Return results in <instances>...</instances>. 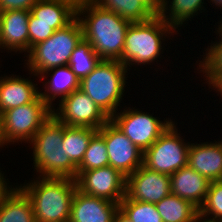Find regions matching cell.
Instances as JSON below:
<instances>
[{
	"label": "cell",
	"instance_id": "1",
	"mask_svg": "<svg viewBox=\"0 0 222 222\" xmlns=\"http://www.w3.org/2000/svg\"><path fill=\"white\" fill-rule=\"evenodd\" d=\"M76 18L82 26L83 39L91 44L100 59L121 63L125 35L131 22L95 2L76 9Z\"/></svg>",
	"mask_w": 222,
	"mask_h": 222
},
{
	"label": "cell",
	"instance_id": "2",
	"mask_svg": "<svg viewBox=\"0 0 222 222\" xmlns=\"http://www.w3.org/2000/svg\"><path fill=\"white\" fill-rule=\"evenodd\" d=\"M19 187L30 198L36 222H67L77 189L74 178L37 177ZM23 185V186H22Z\"/></svg>",
	"mask_w": 222,
	"mask_h": 222
},
{
	"label": "cell",
	"instance_id": "3",
	"mask_svg": "<svg viewBox=\"0 0 222 222\" xmlns=\"http://www.w3.org/2000/svg\"><path fill=\"white\" fill-rule=\"evenodd\" d=\"M63 139L64 124L52 115L29 142L37 176L76 178L77 166L65 156Z\"/></svg>",
	"mask_w": 222,
	"mask_h": 222
},
{
	"label": "cell",
	"instance_id": "4",
	"mask_svg": "<svg viewBox=\"0 0 222 222\" xmlns=\"http://www.w3.org/2000/svg\"><path fill=\"white\" fill-rule=\"evenodd\" d=\"M173 27L165 23L159 16L143 22L131 23L125 35V45L121 56V63L128 71L135 65H151L158 62L164 52L163 42L176 32ZM170 35V36H168ZM163 47V48H162ZM132 65V66H131Z\"/></svg>",
	"mask_w": 222,
	"mask_h": 222
},
{
	"label": "cell",
	"instance_id": "5",
	"mask_svg": "<svg viewBox=\"0 0 222 222\" xmlns=\"http://www.w3.org/2000/svg\"><path fill=\"white\" fill-rule=\"evenodd\" d=\"M127 67L115 60H100L94 70L80 80V89L111 118L117 113L126 84ZM127 76V77H126Z\"/></svg>",
	"mask_w": 222,
	"mask_h": 222
},
{
	"label": "cell",
	"instance_id": "6",
	"mask_svg": "<svg viewBox=\"0 0 222 222\" xmlns=\"http://www.w3.org/2000/svg\"><path fill=\"white\" fill-rule=\"evenodd\" d=\"M82 39V26L77 18L65 28L55 30L47 40L33 46L27 56L24 54L28 74L35 78L49 69L68 65L72 52Z\"/></svg>",
	"mask_w": 222,
	"mask_h": 222
},
{
	"label": "cell",
	"instance_id": "7",
	"mask_svg": "<svg viewBox=\"0 0 222 222\" xmlns=\"http://www.w3.org/2000/svg\"><path fill=\"white\" fill-rule=\"evenodd\" d=\"M52 116V108L40 97L31 103L6 110L2 115V134L6 146L29 143Z\"/></svg>",
	"mask_w": 222,
	"mask_h": 222
},
{
	"label": "cell",
	"instance_id": "8",
	"mask_svg": "<svg viewBox=\"0 0 222 222\" xmlns=\"http://www.w3.org/2000/svg\"><path fill=\"white\" fill-rule=\"evenodd\" d=\"M175 121L143 152V165L161 174L171 175L188 165L191 142L182 139Z\"/></svg>",
	"mask_w": 222,
	"mask_h": 222
},
{
	"label": "cell",
	"instance_id": "9",
	"mask_svg": "<svg viewBox=\"0 0 222 222\" xmlns=\"http://www.w3.org/2000/svg\"><path fill=\"white\" fill-rule=\"evenodd\" d=\"M153 115V113L149 114L138 108L135 109V107H126L115 113L110 120L144 152L174 122L171 118H166V120L164 118L163 122L159 117H153Z\"/></svg>",
	"mask_w": 222,
	"mask_h": 222
},
{
	"label": "cell",
	"instance_id": "10",
	"mask_svg": "<svg viewBox=\"0 0 222 222\" xmlns=\"http://www.w3.org/2000/svg\"><path fill=\"white\" fill-rule=\"evenodd\" d=\"M52 115L66 126L91 127L99 130L110 118L81 89L57 101Z\"/></svg>",
	"mask_w": 222,
	"mask_h": 222
},
{
	"label": "cell",
	"instance_id": "11",
	"mask_svg": "<svg viewBox=\"0 0 222 222\" xmlns=\"http://www.w3.org/2000/svg\"><path fill=\"white\" fill-rule=\"evenodd\" d=\"M75 180L77 189L90 196L119 204L126 195V177L112 166L77 171Z\"/></svg>",
	"mask_w": 222,
	"mask_h": 222
},
{
	"label": "cell",
	"instance_id": "12",
	"mask_svg": "<svg viewBox=\"0 0 222 222\" xmlns=\"http://www.w3.org/2000/svg\"><path fill=\"white\" fill-rule=\"evenodd\" d=\"M103 139L109 166L126 178L143 165V152L111 120L103 125Z\"/></svg>",
	"mask_w": 222,
	"mask_h": 222
},
{
	"label": "cell",
	"instance_id": "13",
	"mask_svg": "<svg viewBox=\"0 0 222 222\" xmlns=\"http://www.w3.org/2000/svg\"><path fill=\"white\" fill-rule=\"evenodd\" d=\"M171 194L170 176L144 165L126 178V195L134 201L157 203Z\"/></svg>",
	"mask_w": 222,
	"mask_h": 222
},
{
	"label": "cell",
	"instance_id": "14",
	"mask_svg": "<svg viewBox=\"0 0 222 222\" xmlns=\"http://www.w3.org/2000/svg\"><path fill=\"white\" fill-rule=\"evenodd\" d=\"M29 18V10H6L1 12V49L7 50L8 53L12 51L27 54L29 52Z\"/></svg>",
	"mask_w": 222,
	"mask_h": 222
},
{
	"label": "cell",
	"instance_id": "15",
	"mask_svg": "<svg viewBox=\"0 0 222 222\" xmlns=\"http://www.w3.org/2000/svg\"><path fill=\"white\" fill-rule=\"evenodd\" d=\"M118 208V203L90 196L76 189L72 199L69 222H113Z\"/></svg>",
	"mask_w": 222,
	"mask_h": 222
},
{
	"label": "cell",
	"instance_id": "16",
	"mask_svg": "<svg viewBox=\"0 0 222 222\" xmlns=\"http://www.w3.org/2000/svg\"><path fill=\"white\" fill-rule=\"evenodd\" d=\"M188 165L209 181L222 180V140L190 143Z\"/></svg>",
	"mask_w": 222,
	"mask_h": 222
},
{
	"label": "cell",
	"instance_id": "17",
	"mask_svg": "<svg viewBox=\"0 0 222 222\" xmlns=\"http://www.w3.org/2000/svg\"><path fill=\"white\" fill-rule=\"evenodd\" d=\"M20 75L0 76V115L6 110L33 102L39 95L38 84Z\"/></svg>",
	"mask_w": 222,
	"mask_h": 222
},
{
	"label": "cell",
	"instance_id": "18",
	"mask_svg": "<svg viewBox=\"0 0 222 222\" xmlns=\"http://www.w3.org/2000/svg\"><path fill=\"white\" fill-rule=\"evenodd\" d=\"M210 181L189 165L170 175L171 194L190 201L198 209L207 196Z\"/></svg>",
	"mask_w": 222,
	"mask_h": 222
},
{
	"label": "cell",
	"instance_id": "19",
	"mask_svg": "<svg viewBox=\"0 0 222 222\" xmlns=\"http://www.w3.org/2000/svg\"><path fill=\"white\" fill-rule=\"evenodd\" d=\"M50 74L51 76H49ZM48 77H50V79H48ZM38 79L39 81H42V79L46 81L47 79L46 82H43L45 92L40 91V97L51 108L54 107L53 105H55V103L53 104V102L57 97L58 99H63L73 91L80 89V80L73 73L69 65L49 69L43 72Z\"/></svg>",
	"mask_w": 222,
	"mask_h": 222
},
{
	"label": "cell",
	"instance_id": "20",
	"mask_svg": "<svg viewBox=\"0 0 222 222\" xmlns=\"http://www.w3.org/2000/svg\"><path fill=\"white\" fill-rule=\"evenodd\" d=\"M163 0H95L106 10L118 14L131 23L143 22L159 16Z\"/></svg>",
	"mask_w": 222,
	"mask_h": 222
},
{
	"label": "cell",
	"instance_id": "21",
	"mask_svg": "<svg viewBox=\"0 0 222 222\" xmlns=\"http://www.w3.org/2000/svg\"><path fill=\"white\" fill-rule=\"evenodd\" d=\"M76 18V9L61 0H39L30 9L29 22L54 23V30L65 28Z\"/></svg>",
	"mask_w": 222,
	"mask_h": 222
},
{
	"label": "cell",
	"instance_id": "22",
	"mask_svg": "<svg viewBox=\"0 0 222 222\" xmlns=\"http://www.w3.org/2000/svg\"><path fill=\"white\" fill-rule=\"evenodd\" d=\"M0 222H36L32 202L19 185L0 203Z\"/></svg>",
	"mask_w": 222,
	"mask_h": 222
},
{
	"label": "cell",
	"instance_id": "23",
	"mask_svg": "<svg viewBox=\"0 0 222 222\" xmlns=\"http://www.w3.org/2000/svg\"><path fill=\"white\" fill-rule=\"evenodd\" d=\"M203 4L204 0H163L159 17L175 30H180L179 27L186 24L184 22L207 10Z\"/></svg>",
	"mask_w": 222,
	"mask_h": 222
},
{
	"label": "cell",
	"instance_id": "24",
	"mask_svg": "<svg viewBox=\"0 0 222 222\" xmlns=\"http://www.w3.org/2000/svg\"><path fill=\"white\" fill-rule=\"evenodd\" d=\"M163 222H193L199 209L190 201L169 194L155 203Z\"/></svg>",
	"mask_w": 222,
	"mask_h": 222
},
{
	"label": "cell",
	"instance_id": "25",
	"mask_svg": "<svg viewBox=\"0 0 222 222\" xmlns=\"http://www.w3.org/2000/svg\"><path fill=\"white\" fill-rule=\"evenodd\" d=\"M97 131L98 130L91 127L64 125L62 146H64L65 156H68L76 166L82 162L88 144Z\"/></svg>",
	"mask_w": 222,
	"mask_h": 222
},
{
	"label": "cell",
	"instance_id": "26",
	"mask_svg": "<svg viewBox=\"0 0 222 222\" xmlns=\"http://www.w3.org/2000/svg\"><path fill=\"white\" fill-rule=\"evenodd\" d=\"M214 33L220 39L217 37V41L209 43L211 45L205 48V53L203 52L205 57L201 55L203 61L198 60L199 66H197V70L201 69L199 72L203 73L202 75L205 74V83L208 84L209 89L222 79V32L218 28H215Z\"/></svg>",
	"mask_w": 222,
	"mask_h": 222
},
{
	"label": "cell",
	"instance_id": "27",
	"mask_svg": "<svg viewBox=\"0 0 222 222\" xmlns=\"http://www.w3.org/2000/svg\"><path fill=\"white\" fill-rule=\"evenodd\" d=\"M109 166L107 147L103 139V126L92 136L77 171H89Z\"/></svg>",
	"mask_w": 222,
	"mask_h": 222
},
{
	"label": "cell",
	"instance_id": "28",
	"mask_svg": "<svg viewBox=\"0 0 222 222\" xmlns=\"http://www.w3.org/2000/svg\"><path fill=\"white\" fill-rule=\"evenodd\" d=\"M100 57L92 49L91 44L82 39L71 54L68 65L81 80L91 73L100 62Z\"/></svg>",
	"mask_w": 222,
	"mask_h": 222
},
{
	"label": "cell",
	"instance_id": "29",
	"mask_svg": "<svg viewBox=\"0 0 222 222\" xmlns=\"http://www.w3.org/2000/svg\"><path fill=\"white\" fill-rule=\"evenodd\" d=\"M119 208L129 217L131 222H163L155 203L134 201L125 195L119 203Z\"/></svg>",
	"mask_w": 222,
	"mask_h": 222
},
{
	"label": "cell",
	"instance_id": "30",
	"mask_svg": "<svg viewBox=\"0 0 222 222\" xmlns=\"http://www.w3.org/2000/svg\"><path fill=\"white\" fill-rule=\"evenodd\" d=\"M199 213L212 220L222 219V180L210 181L207 196L199 208Z\"/></svg>",
	"mask_w": 222,
	"mask_h": 222
},
{
	"label": "cell",
	"instance_id": "31",
	"mask_svg": "<svg viewBox=\"0 0 222 222\" xmlns=\"http://www.w3.org/2000/svg\"><path fill=\"white\" fill-rule=\"evenodd\" d=\"M29 50L36 44L47 40L55 32L54 23L28 22Z\"/></svg>",
	"mask_w": 222,
	"mask_h": 222
},
{
	"label": "cell",
	"instance_id": "32",
	"mask_svg": "<svg viewBox=\"0 0 222 222\" xmlns=\"http://www.w3.org/2000/svg\"><path fill=\"white\" fill-rule=\"evenodd\" d=\"M39 0H0V12L6 10H29Z\"/></svg>",
	"mask_w": 222,
	"mask_h": 222
},
{
	"label": "cell",
	"instance_id": "33",
	"mask_svg": "<svg viewBox=\"0 0 222 222\" xmlns=\"http://www.w3.org/2000/svg\"><path fill=\"white\" fill-rule=\"evenodd\" d=\"M4 176L5 174L0 170V203L17 187L16 185L15 188L13 185H8L10 181Z\"/></svg>",
	"mask_w": 222,
	"mask_h": 222
},
{
	"label": "cell",
	"instance_id": "34",
	"mask_svg": "<svg viewBox=\"0 0 222 222\" xmlns=\"http://www.w3.org/2000/svg\"><path fill=\"white\" fill-rule=\"evenodd\" d=\"M113 222H131V220L120 208H118L114 214Z\"/></svg>",
	"mask_w": 222,
	"mask_h": 222
},
{
	"label": "cell",
	"instance_id": "35",
	"mask_svg": "<svg viewBox=\"0 0 222 222\" xmlns=\"http://www.w3.org/2000/svg\"><path fill=\"white\" fill-rule=\"evenodd\" d=\"M70 3L75 9L85 6L86 4L92 3L95 0H61Z\"/></svg>",
	"mask_w": 222,
	"mask_h": 222
},
{
	"label": "cell",
	"instance_id": "36",
	"mask_svg": "<svg viewBox=\"0 0 222 222\" xmlns=\"http://www.w3.org/2000/svg\"><path fill=\"white\" fill-rule=\"evenodd\" d=\"M193 222H219L218 220H212L202 216L200 213L196 215Z\"/></svg>",
	"mask_w": 222,
	"mask_h": 222
},
{
	"label": "cell",
	"instance_id": "37",
	"mask_svg": "<svg viewBox=\"0 0 222 222\" xmlns=\"http://www.w3.org/2000/svg\"><path fill=\"white\" fill-rule=\"evenodd\" d=\"M212 90L214 89L220 96L222 97V79L219 80L212 88Z\"/></svg>",
	"mask_w": 222,
	"mask_h": 222
},
{
	"label": "cell",
	"instance_id": "38",
	"mask_svg": "<svg viewBox=\"0 0 222 222\" xmlns=\"http://www.w3.org/2000/svg\"><path fill=\"white\" fill-rule=\"evenodd\" d=\"M5 141L3 139V134H2V118H1V115H0V148L3 146H5ZM1 150V149H0Z\"/></svg>",
	"mask_w": 222,
	"mask_h": 222
},
{
	"label": "cell",
	"instance_id": "39",
	"mask_svg": "<svg viewBox=\"0 0 222 222\" xmlns=\"http://www.w3.org/2000/svg\"><path fill=\"white\" fill-rule=\"evenodd\" d=\"M210 3L214 4L213 6H215V5H216V7L218 6L217 8L220 7V11H221V9H222V0H210Z\"/></svg>",
	"mask_w": 222,
	"mask_h": 222
},
{
	"label": "cell",
	"instance_id": "40",
	"mask_svg": "<svg viewBox=\"0 0 222 222\" xmlns=\"http://www.w3.org/2000/svg\"><path fill=\"white\" fill-rule=\"evenodd\" d=\"M222 17H220V20H219V22H217L218 23V29L222 32Z\"/></svg>",
	"mask_w": 222,
	"mask_h": 222
},
{
	"label": "cell",
	"instance_id": "41",
	"mask_svg": "<svg viewBox=\"0 0 222 222\" xmlns=\"http://www.w3.org/2000/svg\"><path fill=\"white\" fill-rule=\"evenodd\" d=\"M0 28H1V12H0Z\"/></svg>",
	"mask_w": 222,
	"mask_h": 222
}]
</instances>
